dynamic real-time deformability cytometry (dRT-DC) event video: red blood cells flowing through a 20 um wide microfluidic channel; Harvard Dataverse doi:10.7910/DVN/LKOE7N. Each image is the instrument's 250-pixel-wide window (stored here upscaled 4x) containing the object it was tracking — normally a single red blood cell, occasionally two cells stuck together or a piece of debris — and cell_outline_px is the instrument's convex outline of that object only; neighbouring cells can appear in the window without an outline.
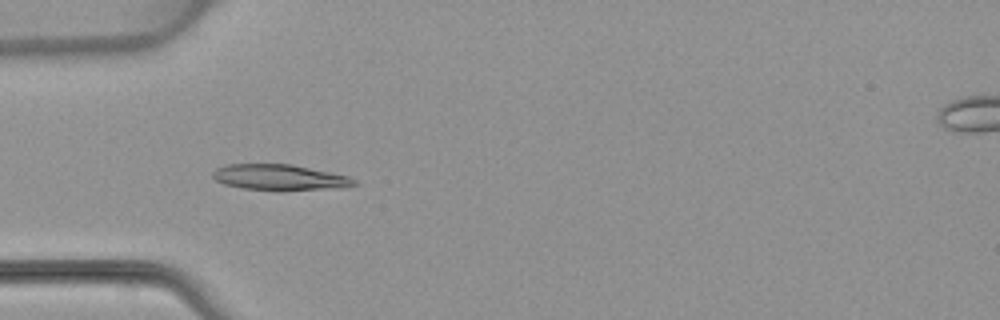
{"species": "common noctule bat (a hibernating species)", "species_latin": "Nyctalus noctula", "temperature_condition": "warm", "stored_images_in_passage": 5, "camera_frame_rate_fps": 3000, "um_per_image_px": 0.085, "animal": {"sex": "female", "body_mass_g": 22.7, "forearm_length_mm": 54.2}, "frame": {"image": 1, "passage_image": 4, "time_ms": 3.667, "image_size_px": [1000, 320], "cell_outline_px": [[360, 184], [348, 188], [244, 188], [224, 184], [216, 180], [212, 176], [212, 172], [216, 168], [228, 164], [292, 164], [348, 176], [356, 180]], "centroid_in_image_um": [23.79, 15.04], "position_along_channel_um": 61.2, "area_um2": 20.46}}
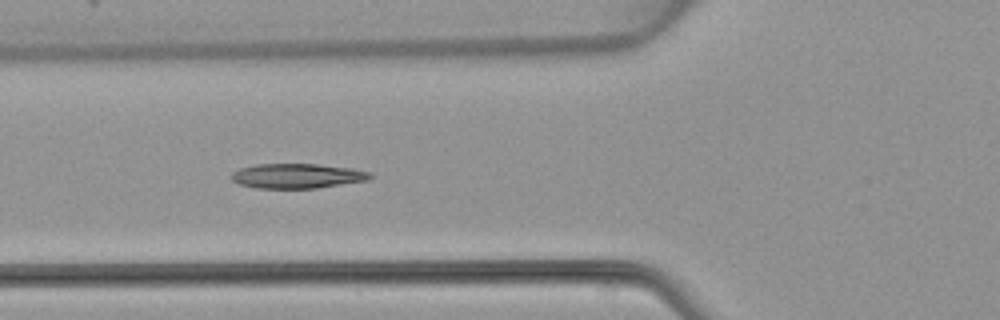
{"frame": {"image": 2, "passage_image": 5, "time_ms": 4.667, "image_size_px": [1000, 320], "cell_outline_px": [[372, 176], [368, 180], [316, 188], [256, 188], [240, 184], [232, 180], [232, 172], [240, 168], [256, 164], [316, 164], [352, 168], [372, 172]], "centroid_in_image_um": [25.27, 14.95], "position_along_channel_um": 100.5, "area_um2": 19.94}}